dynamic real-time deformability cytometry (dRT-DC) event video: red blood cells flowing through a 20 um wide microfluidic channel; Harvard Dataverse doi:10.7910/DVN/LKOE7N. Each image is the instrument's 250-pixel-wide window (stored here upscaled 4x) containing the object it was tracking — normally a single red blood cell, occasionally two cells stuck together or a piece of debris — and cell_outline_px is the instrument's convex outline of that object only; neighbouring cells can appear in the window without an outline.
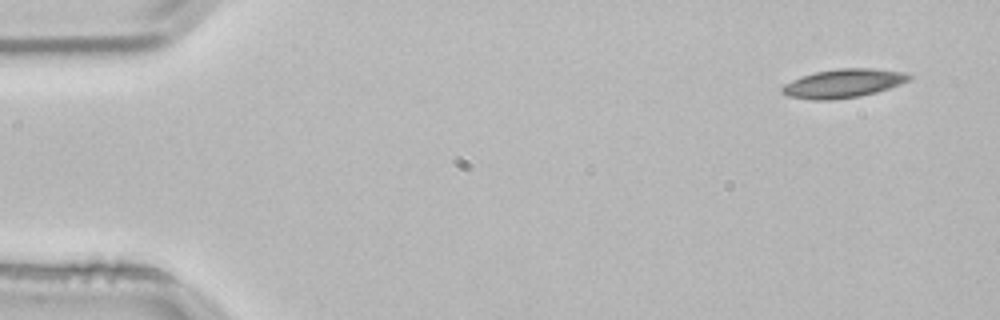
{"species": "common noctule bat (a hibernating species)", "species_latin": "Nyctalus noctula", "temperature_condition": "room temperature", "stored_images_in_passage": 2, "camera_frame_rate_fps": 3000, "um_per_image_px": 0.085, "animal": {"sex": "male", "body_mass_g": 21.5, "forearm_length_mm": 52.0}, "frame": {"image": 1, "passage_image": 1, "time_ms": 0.0, "image_size_px": [1000, 320], "cell_outline_px": [[912, 76], [908, 80], [900, 84], [876, 92], [860, 96], [832, 100], [812, 100], [788, 96], [780, 92], [780, 88], [784, 84], [792, 80], [816, 72], [836, 68], [872, 68], [904, 72]], "centroid_in_image_um": [71.65, 7.09], "position_along_channel_um": 13.4, "area_um2": 21.15}}